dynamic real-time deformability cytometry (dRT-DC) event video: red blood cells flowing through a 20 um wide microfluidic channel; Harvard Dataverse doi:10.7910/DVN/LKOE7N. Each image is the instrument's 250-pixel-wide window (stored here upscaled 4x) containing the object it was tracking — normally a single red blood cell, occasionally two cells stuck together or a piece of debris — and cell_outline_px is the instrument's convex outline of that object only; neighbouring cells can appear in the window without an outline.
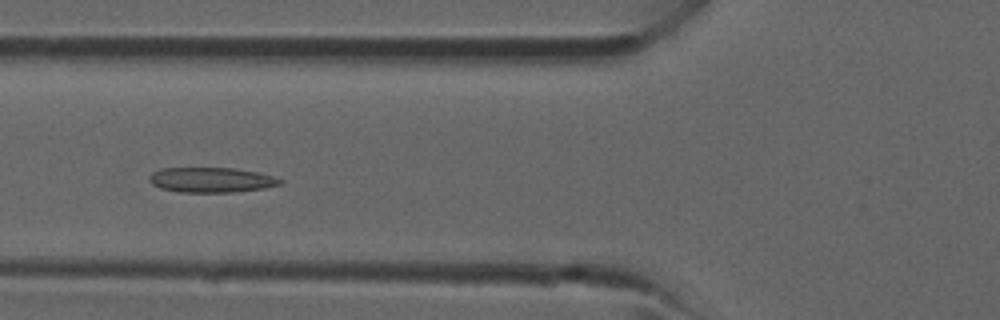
{"species": "common noctule bat (a hibernating species)", "species_latin": "Nyctalus noctula", "temperature_condition": "room temperature", "stored_images_in_passage": 42, "camera_frame_rate_fps": 3000, "um_per_image_px": 0.085, "animal": {"sex": "male", "forearm_length_mm": 52.5}, "frame": {"image": 1, "passage_image": 16, "time_ms": 5.0, "image_size_px": [1000, 320], "cell_outline_px": [[284, 184], [264, 188], [232, 192], [180, 192], [160, 188], [152, 184], [148, 180], [148, 176], [152, 172], [160, 168], [232, 168], [256, 172], [272, 176], [284, 180]], "centroid_in_image_um": [17.94, 15.29], "position_along_channel_um": 107.9, "area_um2": 19.13}}
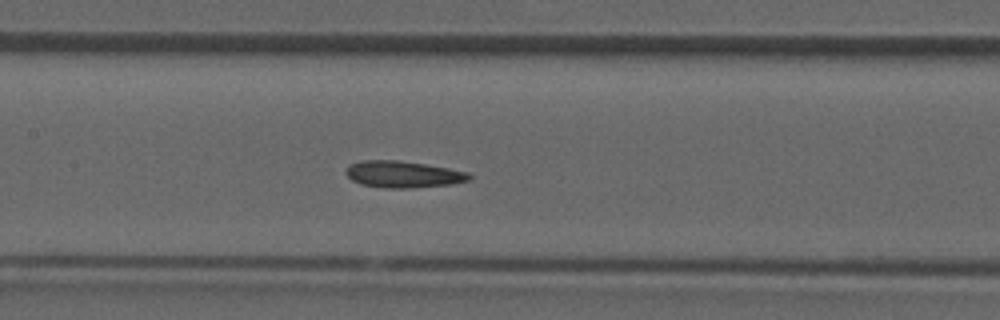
{"frame": {"image": 2, "passage_image": 20, "time_ms": 6.333, "image_size_px": [1000, 320], "cell_outline_px": [[472, 176], [468, 180], [452, 184], [408, 188], [384, 188], [360, 184], [352, 180], [344, 172], [348, 164], [360, 160], [400, 160], [448, 168], [468, 172]], "centroid_in_image_um": [34.21, 14.81], "position_along_channel_um": 173.2, "area_um2": 19.25}}
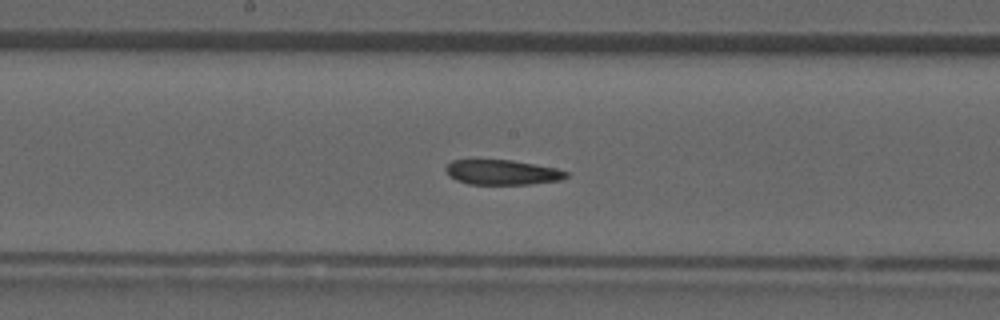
{"frame": {"image": 3, "passage_image": 22, "time_ms": 7.0, "image_size_px": [1000, 320], "cell_outline_px": [[568, 176], [560, 180], [528, 184], [468, 184], [456, 180], [444, 168], [452, 160], [512, 160], [556, 168], [568, 172]], "centroid_in_image_um": [42.7, 14.64], "position_along_channel_um": 205.5, "area_um2": 17.28}}